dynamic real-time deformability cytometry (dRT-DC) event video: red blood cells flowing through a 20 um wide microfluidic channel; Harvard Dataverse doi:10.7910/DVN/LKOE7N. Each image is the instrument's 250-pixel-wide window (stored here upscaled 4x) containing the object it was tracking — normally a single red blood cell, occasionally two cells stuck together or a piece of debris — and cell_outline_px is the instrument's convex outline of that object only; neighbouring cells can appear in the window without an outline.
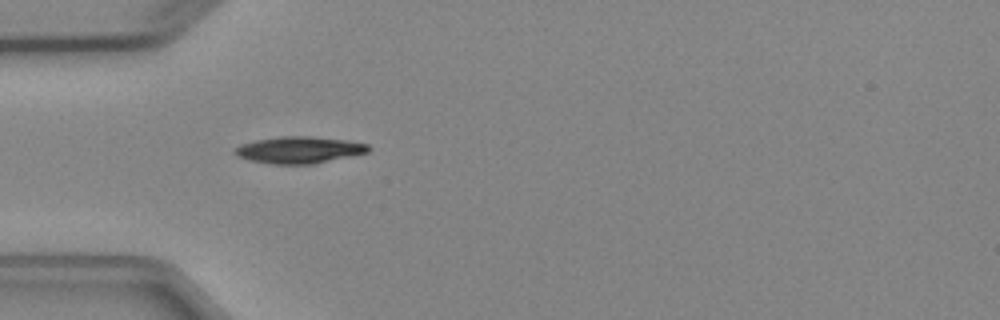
{"species": "Egyptian fruit bat (a non-hibernating species)", "species_latin": "Rousettus aegyptiacus", "temperature_condition": "cold", "stored_images_in_passage": 3, "camera_frame_rate_fps": 3000, "um_per_image_px": 0.085, "animal": {"sex": "female"}, "frame": {"image": 1, "passage_image": 1, "time_ms": 0.0, "image_size_px": [1000, 320], "cell_outline_px": [[372, 148], [368, 152], [312, 164], [272, 164], [248, 160], [236, 156], [232, 152], [240, 144], [256, 140], [280, 136], [308, 136], [348, 140], [368, 144]], "centroid_in_image_um": [25.4, 12.74], "position_along_channel_um": 59.6, "area_um2": 20.87}}